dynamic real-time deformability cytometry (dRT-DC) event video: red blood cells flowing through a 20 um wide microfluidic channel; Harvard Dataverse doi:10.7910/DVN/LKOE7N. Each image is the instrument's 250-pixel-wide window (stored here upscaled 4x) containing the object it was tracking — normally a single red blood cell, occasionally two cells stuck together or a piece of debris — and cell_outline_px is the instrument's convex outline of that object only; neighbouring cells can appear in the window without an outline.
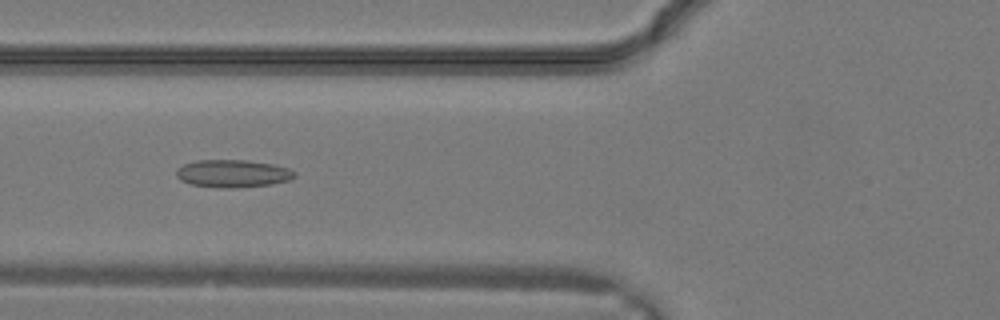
{"species": "common noctule bat (a hibernating species)", "species_latin": "Nyctalus noctula", "temperature_condition": "warm", "stored_images_in_passage": 31, "camera_frame_rate_fps": 3000, "um_per_image_px": 0.085, "animal": {"sex": "male", "body_mass_g": 19.2, "forearm_length_mm": 51.8}, "frame": {"image": 1, "passage_image": 12, "time_ms": 3.667, "image_size_px": [1000, 320], "cell_outline_px": [[296, 176], [288, 180], [272, 184], [228, 188], [192, 184], [180, 180], [176, 176], [176, 168], [184, 164], [196, 160], [248, 160], [272, 164], [288, 168], [296, 172]], "centroid_in_image_um": [19.78, 14.73], "position_along_channel_um": 106.0, "area_um2": 18.9}}
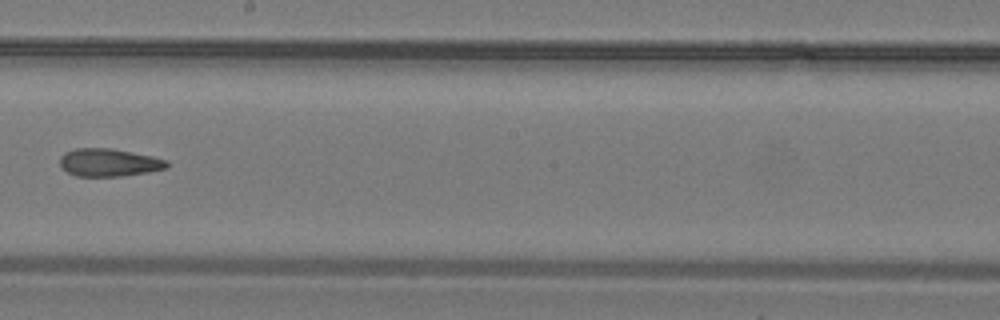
{"frame": {"image": 2, "passage_image": 18, "time_ms": 5.667, "image_size_px": [1000, 320], "cell_outline_px": [[168, 168], [148, 172], [120, 176], [76, 176], [60, 168], [60, 156], [64, 152], [76, 148], [112, 148], [152, 156], [168, 160]], "centroid_in_image_um": [9.24, 13.81], "position_along_channel_um": 239.0, "area_um2": 17.46}}
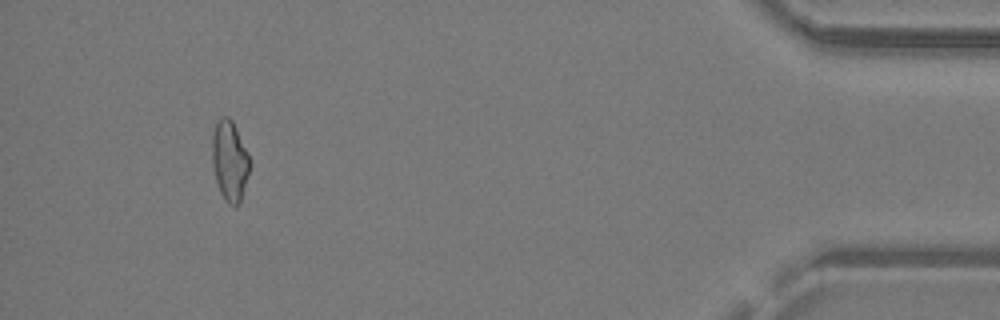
{"frame": {"image": 3, "passage_image": 29, "time_ms": 9.333, "image_size_px": [1000, 320], "cell_outline_px": [[252, 164], [240, 200], [236, 204], [228, 204], [224, 200], [220, 192], [216, 180], [212, 164], [212, 136], [216, 120], [220, 116], [228, 116], [232, 120], [252, 160]], "centroid_in_image_um": [19.53, 13.62], "position_along_channel_um": 415.7, "area_um2": 17.8}}